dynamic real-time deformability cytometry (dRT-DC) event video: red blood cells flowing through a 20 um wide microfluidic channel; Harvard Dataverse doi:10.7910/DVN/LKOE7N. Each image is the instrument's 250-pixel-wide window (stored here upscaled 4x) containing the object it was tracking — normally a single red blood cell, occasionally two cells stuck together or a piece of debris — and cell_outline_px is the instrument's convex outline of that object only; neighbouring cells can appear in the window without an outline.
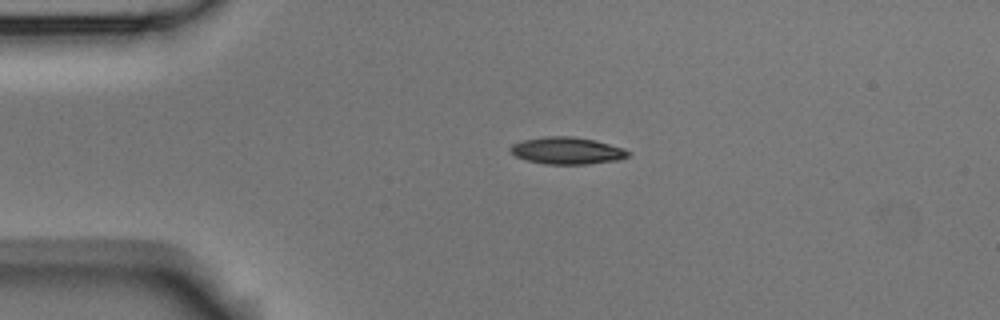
{"species": "Egyptian fruit bat (a non-hibernating species)", "species_latin": "Rousettus aegyptiacus", "temperature_condition": "room temperature", "stored_images_in_passage": 2, "camera_frame_rate_fps": 3000, "um_per_image_px": 0.085, "animal": {"sex": "male"}, "frame": {"image": 1, "passage_image": 1, "time_ms": 0.0, "image_size_px": [1000, 320], "cell_outline_px": [[632, 152], [628, 156], [620, 160], [588, 164], [544, 164], [528, 160], [516, 156], [508, 148], [512, 144], [524, 140], [548, 136], [572, 136], [596, 140], [624, 148]], "centroid_in_image_um": [48.25, 12.81], "position_along_channel_um": 36.8, "area_um2": 18.61}}